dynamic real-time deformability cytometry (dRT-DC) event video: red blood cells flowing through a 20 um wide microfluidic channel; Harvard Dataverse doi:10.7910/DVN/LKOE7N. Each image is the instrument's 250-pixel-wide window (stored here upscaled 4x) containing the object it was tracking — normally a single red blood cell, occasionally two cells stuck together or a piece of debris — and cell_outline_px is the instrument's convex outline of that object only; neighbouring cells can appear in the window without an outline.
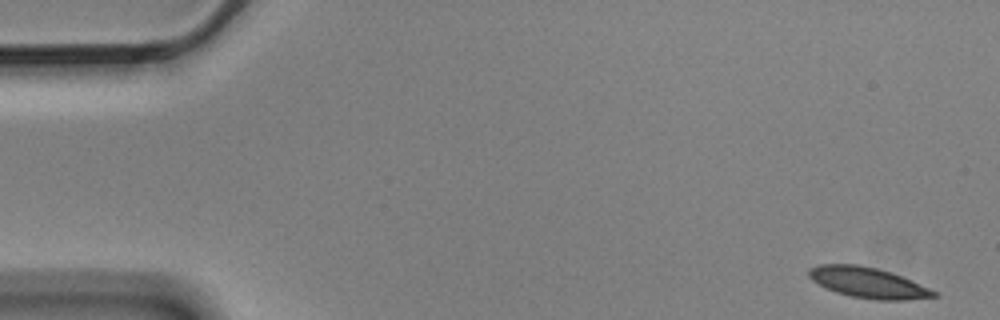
{"species": "Egyptian fruit bat (a non-hibernating species)", "species_latin": "Rousettus aegyptiacus", "temperature_condition": "cold", "stored_images_in_passage": 5, "camera_frame_rate_fps": 3000, "um_per_image_px": 0.085, "animal": {"sex": "male"}, "frame": {"image": 1, "passage_image": 1, "time_ms": 0.0, "image_size_px": [1000, 320], "cell_outline_px": [[940, 296], [904, 300], [876, 300], [852, 296], [836, 292], [824, 288], [812, 280], [808, 276], [808, 272], [812, 268], [820, 264], [856, 264], [876, 268], [912, 280], [936, 292]], "centroid_in_image_um": [73.76, 24.03], "position_along_channel_um": 11.2, "area_um2": 22.02}}
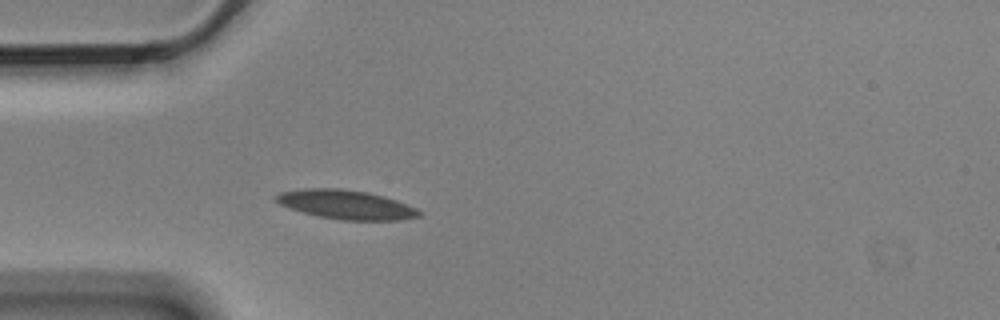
{"frame": {"image": 2, "passage_image": 5, "time_ms": 1.333, "image_size_px": [1000, 320], "cell_outline_px": [[424, 212], [420, 216], [404, 220], [340, 220], [316, 216], [280, 204], [272, 196], [280, 192], [304, 188], [340, 188], [368, 192], [384, 196], [396, 200], [416, 208]], "centroid_in_image_um": [29.44, 17.39], "position_along_channel_um": 55.6, "area_um2": 24.39}}